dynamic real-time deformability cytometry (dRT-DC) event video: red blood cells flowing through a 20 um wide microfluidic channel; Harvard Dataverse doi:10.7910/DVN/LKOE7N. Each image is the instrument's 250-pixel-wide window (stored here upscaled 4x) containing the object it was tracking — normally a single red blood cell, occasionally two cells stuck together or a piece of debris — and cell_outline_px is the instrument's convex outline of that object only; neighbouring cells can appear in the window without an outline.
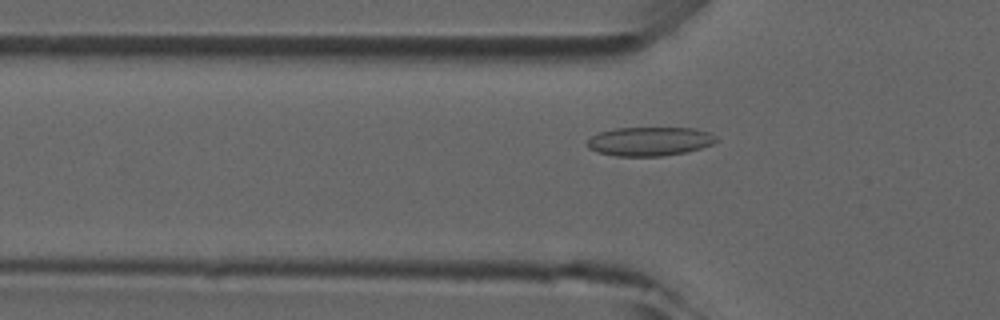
{"species": "common noctule bat (a hibernating species)", "species_latin": "Nyctalus noctula", "temperature_condition": "room temperature", "stored_images_in_passage": 39, "camera_frame_rate_fps": 3000, "um_per_image_px": 0.085, "animal": {"sex": "male", "forearm_length_mm": 52.5}, "frame": {"image": 1, "passage_image": 6, "time_ms": 1.667, "image_size_px": [1000, 320], "cell_outline_px": [[720, 140], [712, 144], [700, 148], [684, 152], [660, 156], [616, 156], [596, 152], [588, 148], [588, 140], [592, 136], [600, 132], [616, 128], [696, 128], [708, 132], [716, 136]], "centroid_in_image_um": [55.23, 12.01], "position_along_channel_um": 70.6, "area_um2": 21.68}}
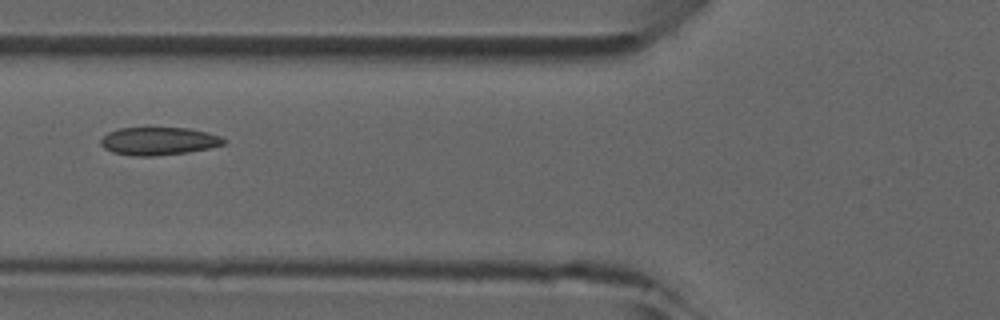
{"frame": {"image": 2, "passage_image": 9, "time_ms": 2.667, "image_size_px": [1000, 320], "cell_outline_px": [[228, 140], [224, 144], [208, 148], [188, 152], [156, 156], [132, 156], [112, 152], [104, 148], [100, 144], [100, 140], [108, 132], [120, 128], [188, 128], [208, 132], [220, 136]], "centroid_in_image_um": [13.49, 12.0], "position_along_channel_um": 112.3, "area_um2": 20.06}}
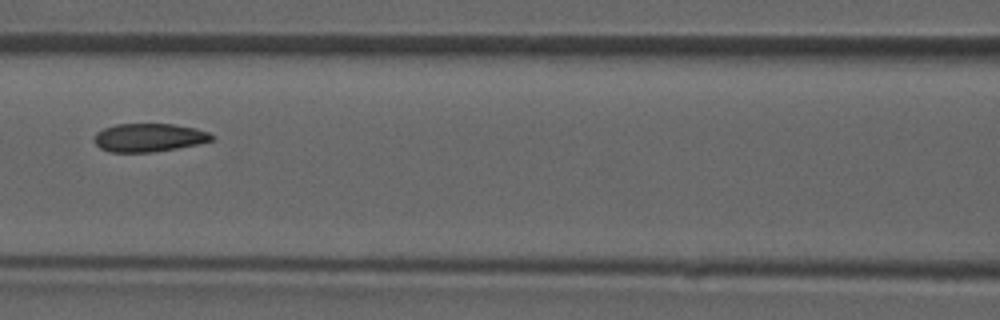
{"frame": {"image": 3, "passage_image": 12, "time_ms": 3.667, "image_size_px": [1000, 320], "cell_outline_px": [[216, 136], [212, 140], [196, 144], [176, 148], [152, 152], [108, 152], [100, 148], [92, 140], [96, 132], [104, 128], [116, 124], [172, 124], [196, 128], [208, 132]], "centroid_in_image_um": [12.62, 11.69], "position_along_channel_um": 154.0, "area_um2": 19.42}}